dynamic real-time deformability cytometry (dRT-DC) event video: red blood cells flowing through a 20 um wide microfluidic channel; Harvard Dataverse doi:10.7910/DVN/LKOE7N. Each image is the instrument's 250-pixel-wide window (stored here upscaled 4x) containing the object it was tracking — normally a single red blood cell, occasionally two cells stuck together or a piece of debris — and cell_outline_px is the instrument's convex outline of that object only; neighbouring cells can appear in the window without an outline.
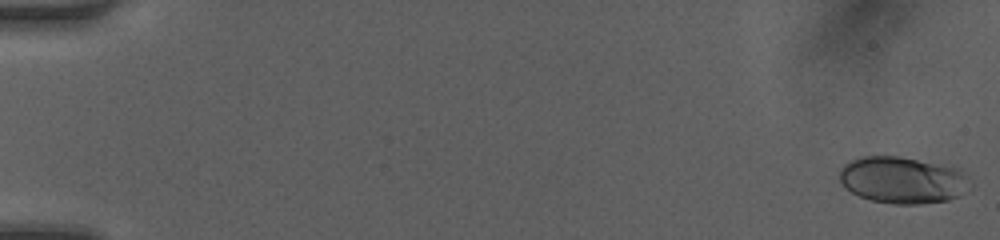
{"species": "human", "species_latin": "Homo sapiens", "temperature_condition": "room temperature", "stored_images_in_passage": 49, "camera_frame_rate_fps": 3000, "um_per_image_px": 0.085, "donor": {"sex": "female"}, "frame": {"image": 1, "passage_image": 1, "time_ms": 0.0, "image_size_px": [1000, 240], "cell_outline_px": [[972, 188], [960, 196], [948, 200], [920, 204], [896, 204], [872, 200], [860, 196], [852, 192], [840, 180], [840, 168], [844, 164], [860, 156], [896, 156], [952, 164], [964, 168], [972, 184]], "centroid_in_image_um": [76.86, 15.28], "position_along_channel_um": 8.1, "area_um2": 36.41}}
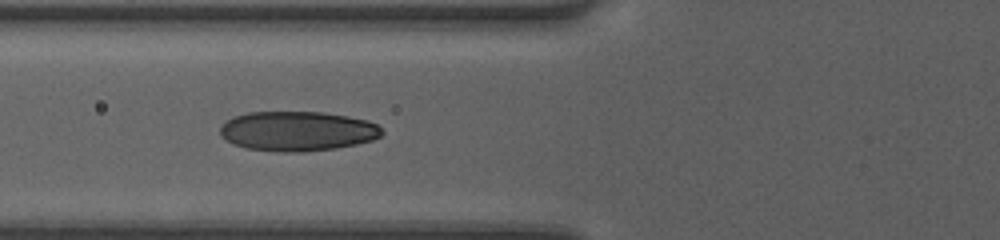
{"frame": {"image": 2, "passage_image": 20, "time_ms": 6.333, "image_size_px": [1000, 240], "cell_outline_px": [[384, 132], [380, 136], [372, 140], [356, 144], [336, 148], [304, 152], [280, 152], [248, 148], [232, 144], [220, 136], [220, 128], [232, 116], [248, 112], [324, 112], [348, 116], [368, 120], [376, 124]], "centroid_in_image_um": [25.28, 11.14], "position_along_channel_um": 100.5, "area_um2": 37.57}}
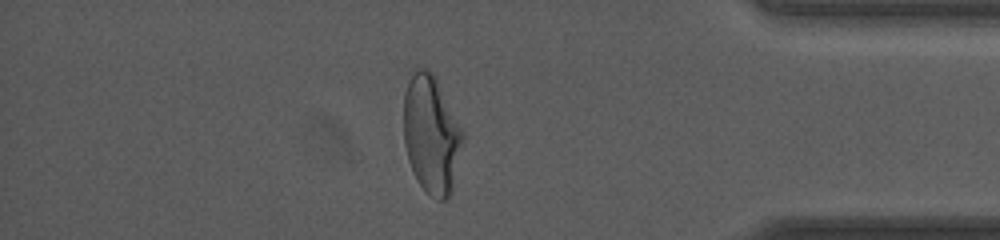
{"frame": {"image": 3, "passage_image": 43, "time_ms": 14.0, "image_size_px": [1000, 240], "cell_outline_px": [[464, 140], [452, 188], [448, 200], [436, 200], [416, 180], [408, 160], [404, 144], [404, 92], [408, 80], [416, 64], [428, 68], [436, 76], [464, 132]], "centroid_in_image_um": [36.66, 11.36], "position_along_channel_um": 398.5, "area_um2": 41.27}, "authors_computed_cell_mechanics": {"area_um2": 36.1828, "velocity_mm_per_s": 4.2264, "shape_relaxation_time_tau1_ms": 5.6128, "shape_relaxation_time_tau2_ms": 0.7076, "deformation_change_tau1": 0.1936, "deformation_change_tau2": 0.0538}}